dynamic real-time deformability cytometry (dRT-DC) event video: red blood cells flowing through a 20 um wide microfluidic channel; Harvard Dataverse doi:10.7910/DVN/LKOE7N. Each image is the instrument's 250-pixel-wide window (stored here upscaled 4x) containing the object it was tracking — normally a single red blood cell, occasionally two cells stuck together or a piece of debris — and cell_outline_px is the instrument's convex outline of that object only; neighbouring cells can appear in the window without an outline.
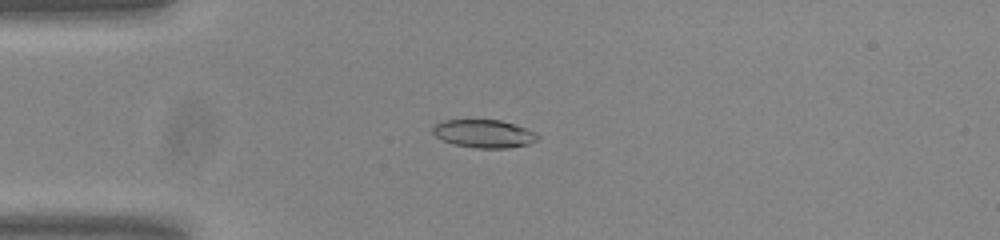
{"species": "common noctule bat (a hibernating species)", "species_latin": "Nyctalus noctula", "temperature_condition": "room temperature", "stored_images_in_passage": 53, "camera_frame_rate_fps": 3000, "um_per_image_px": 0.085, "animal": {"sex": "male", "body_mass_g": 20.0, "forearm_length_mm": 53.3}, "frame": {"image": 1, "passage_image": 13, "time_ms": 4.0, "image_size_px": [1000, 240], "cell_outline_px": [[540, 136], [536, 140], [528, 144], [504, 148], [476, 148], [456, 144], [444, 140], [436, 136], [432, 132], [432, 128], [436, 124], [444, 120], [500, 120], [524, 128]], "centroid_in_image_um": [41.1, 11.36], "position_along_channel_um": 43.9, "area_um2": 16.7}}
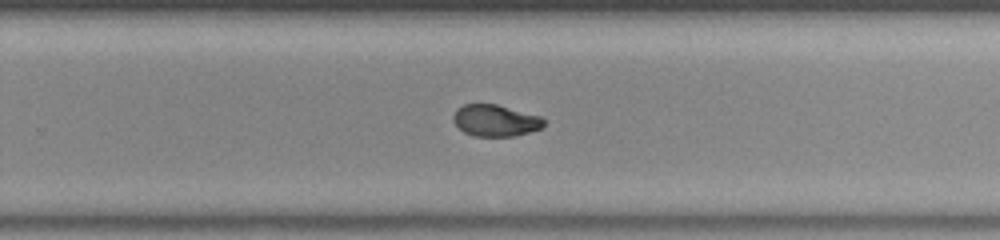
{"frame": {"image": 2, "passage_image": 34, "time_ms": 11.0, "image_size_px": [1000, 240], "cell_outline_px": [[544, 124], [540, 128], [528, 132], [512, 136], [476, 136], [464, 132], [452, 120], [452, 116], [456, 108], [464, 104], [496, 104], [540, 116], [544, 120]], "centroid_in_image_um": [42.06, 10.23], "position_along_channel_um": 287.7, "area_um2": 16.53}}
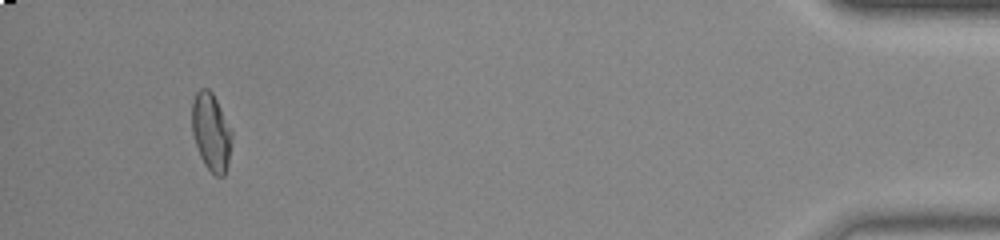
{"frame": {"image": 3, "passage_image": 50, "time_ms": 16.333, "image_size_px": [1000, 240], "cell_outline_px": [[232, 136], [228, 164], [224, 176], [216, 176], [204, 164], [200, 156], [192, 132], [192, 100], [196, 92], [200, 88], [208, 88], [212, 92], [232, 128]], "centroid_in_image_um": [17.95, 11.19], "position_along_channel_um": 417.2, "area_um2": 18.15}, "authors_computed_cell_mechanics": {"area_um2": 17.629, "velocity_mm_per_s": 3.7784, "shape_relaxation_time_tau1_ms": null, "shape_relaxation_time_tau2_ms": 1.6433, "deformation_change_tau1": null, "deformation_change_tau2": 0.047}}